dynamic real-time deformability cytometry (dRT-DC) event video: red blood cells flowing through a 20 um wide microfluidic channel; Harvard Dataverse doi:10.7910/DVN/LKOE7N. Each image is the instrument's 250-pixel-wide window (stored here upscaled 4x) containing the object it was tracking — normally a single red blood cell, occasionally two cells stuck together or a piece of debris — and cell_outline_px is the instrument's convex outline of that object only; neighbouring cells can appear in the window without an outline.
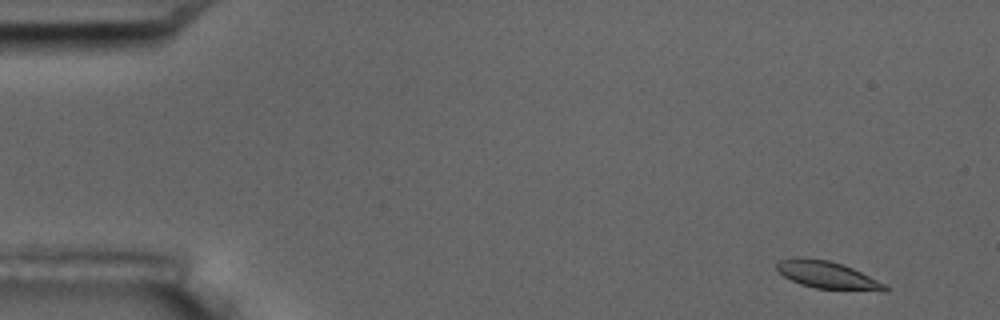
{"species": "common noctule bat (a hibernating species)", "species_latin": "Nyctalus noctula", "temperature_condition": "room temperature", "stored_images_in_passage": 5, "camera_frame_rate_fps": 3000, "um_per_image_px": 0.085, "animal": {"sex": "male", "body_mass_g": 17.5, "forearm_length_mm": 52.3}, "frame": {"image": 1, "passage_image": 1, "time_ms": 0.0, "image_size_px": [1000, 320], "cell_outline_px": [[888, 288], [884, 292], [816, 288], [800, 284], [784, 276], [776, 268], [776, 264], [780, 260], [796, 256], [828, 260], [852, 268], [884, 284]], "centroid_in_image_um": [70.3, 23.38], "position_along_channel_um": 14.7, "area_um2": 17.11}}
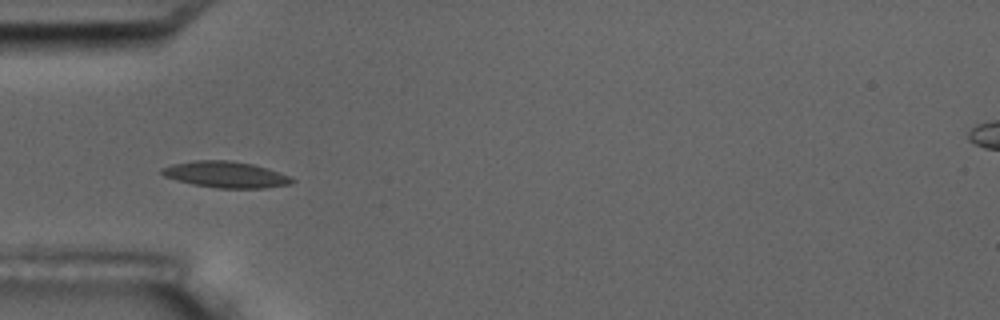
{"frame": {"image": 2, "passage_image": 4, "time_ms": 4.667, "image_size_px": [1000, 320], "cell_outline_px": [[296, 180], [292, 184], [264, 188], [216, 188], [192, 184], [176, 180], [164, 176], [160, 172], [160, 168], [172, 164], [196, 160], [228, 160], [252, 164], [268, 168], [288, 176]], "centroid_in_image_um": [19.17, 14.84], "position_along_channel_um": 65.8, "area_um2": 19.94}}